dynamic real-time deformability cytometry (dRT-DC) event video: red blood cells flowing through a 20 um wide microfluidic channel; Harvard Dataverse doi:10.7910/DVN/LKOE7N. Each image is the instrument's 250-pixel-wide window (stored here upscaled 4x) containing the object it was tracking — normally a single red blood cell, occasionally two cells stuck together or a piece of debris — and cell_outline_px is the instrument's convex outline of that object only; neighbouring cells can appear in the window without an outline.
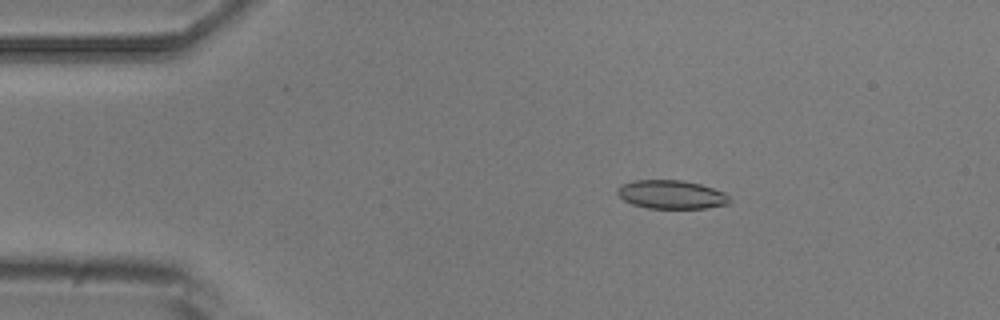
{"species": "common noctule bat (a hibernating species)", "species_latin": "Nyctalus noctula", "temperature_condition": "room temperature", "stored_images_in_passage": 6, "camera_frame_rate_fps": 3000, "um_per_image_px": 0.085, "animal": {"sex": "male", "body_mass_g": 20.5, "forearm_length_mm": 52.5}, "frame": {"image": 1, "passage_image": 3, "time_ms": 2.333, "image_size_px": [1000, 320], "cell_outline_px": [[732, 200], [728, 204], [704, 208], [648, 208], [632, 204], [624, 200], [616, 192], [624, 184], [632, 180], [684, 180], [700, 184], [724, 192]], "centroid_in_image_um": [57.09, 16.53], "position_along_channel_um": 27.9, "area_um2": 18.55}}
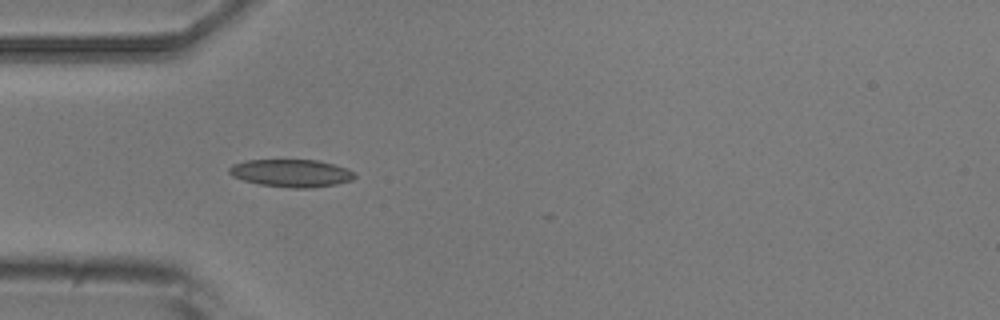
{"frame": {"image": 2, "passage_image": 5, "time_ms": 4.667, "image_size_px": [1000, 320], "cell_outline_px": [[356, 176], [352, 180], [336, 184], [312, 188], [288, 188], [260, 184], [244, 180], [232, 176], [228, 172], [228, 168], [232, 164], [248, 160], [316, 160], [348, 168]], "centroid_in_image_um": [24.75, 14.72], "position_along_channel_um": 60.3, "area_um2": 20.17}}
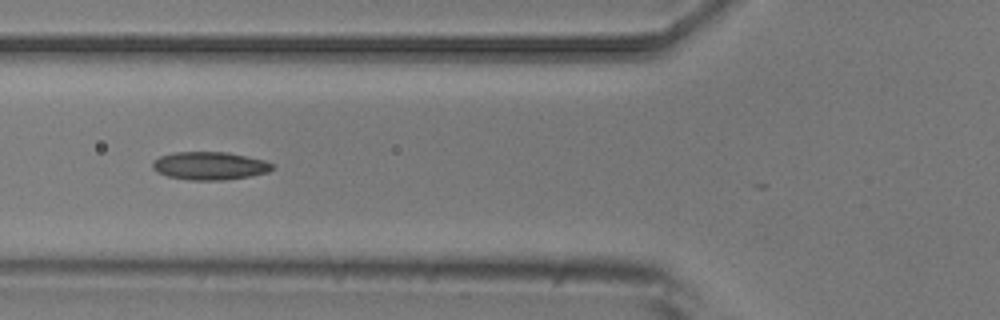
{"frame": {"image": 3, "passage_image": 6, "time_ms": 6.0, "image_size_px": [1000, 320], "cell_outline_px": [[272, 168], [268, 172], [248, 176], [224, 180], [192, 180], [168, 176], [156, 172], [152, 168], [152, 164], [160, 156], [176, 152], [224, 152], [264, 160], [272, 164]], "centroid_in_image_um": [17.79, 14.09], "position_along_channel_um": 108.0, "area_um2": 19.19}}